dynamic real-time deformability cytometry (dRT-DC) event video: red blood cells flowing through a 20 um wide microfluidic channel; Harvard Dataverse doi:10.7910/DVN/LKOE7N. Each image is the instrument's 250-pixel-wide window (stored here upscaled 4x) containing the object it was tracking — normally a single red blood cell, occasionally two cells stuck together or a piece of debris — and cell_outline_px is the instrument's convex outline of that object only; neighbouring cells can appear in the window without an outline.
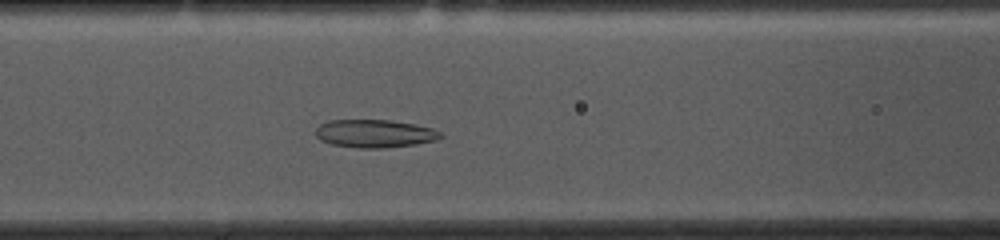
{"species": "common noctule bat (a hibernating species)", "species_latin": "Nyctalus noctula", "temperature_condition": "cold", "stored_images_in_passage": 53, "camera_frame_rate_fps": 3000, "um_per_image_px": 0.085, "animal": {"sex": "female", "body_mass_g": 10.0, "forearm_length_mm": 53.1}, "frame": {"image": 1, "passage_image": 20, "time_ms": 6.333, "image_size_px": [1000, 240], "cell_outline_px": [[444, 136], [436, 140], [416, 144], [384, 148], [360, 148], [332, 144], [320, 140], [316, 136], [316, 128], [320, 124], [328, 120], [388, 120], [416, 124], [432, 128], [440, 132]], "centroid_in_image_um": [31.85, 11.35], "position_along_channel_um": 134.7, "area_um2": 20.4}}
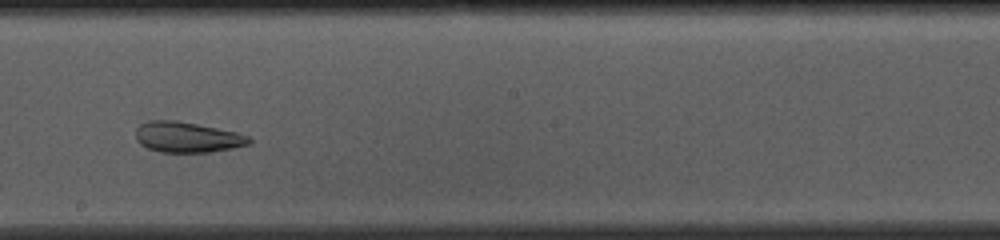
{"frame": {"image": 2, "passage_image": 28, "time_ms": 9.0, "image_size_px": [1000, 240], "cell_outline_px": [[252, 144], [232, 148], [208, 152], [160, 152], [148, 148], [140, 144], [136, 140], [136, 128], [140, 124], [148, 120], [176, 120], [236, 132], [248, 136], [252, 140]], "centroid_in_image_um": [15.89, 11.66], "position_along_channel_um": 232.3, "area_um2": 20.17}}
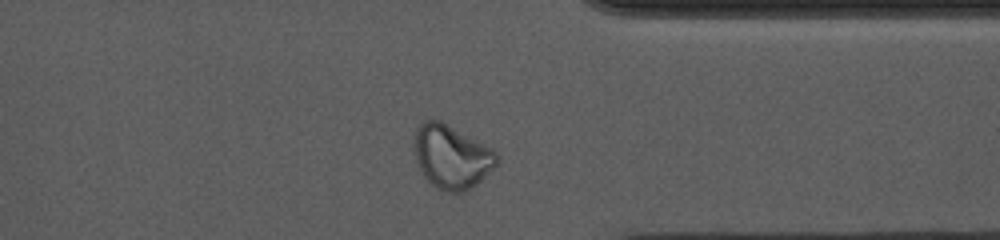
{"frame": {"image": 3, "passage_image": 40, "time_ms": 13.0, "image_size_px": [1000, 240], "cell_outline_px": [[496, 164], [476, 184], [464, 192], [444, 192], [436, 188], [424, 176], [416, 164], [412, 144], [416, 128], [424, 120], [440, 120], [492, 148], [496, 152]], "centroid_in_image_um": [38.31, 13.31], "position_along_channel_um": 373.1, "area_um2": 30.58}, "authors_computed_cell_mechanics": {"area_um2": 25.9522, "velocity_mm_per_s": 3.6693, "shape_relaxation_time_tau1_ms": null, "shape_relaxation_time_tau2_ms": 1.7551, "deformation_change_tau1": null, "deformation_change_tau2": 0.0782}}